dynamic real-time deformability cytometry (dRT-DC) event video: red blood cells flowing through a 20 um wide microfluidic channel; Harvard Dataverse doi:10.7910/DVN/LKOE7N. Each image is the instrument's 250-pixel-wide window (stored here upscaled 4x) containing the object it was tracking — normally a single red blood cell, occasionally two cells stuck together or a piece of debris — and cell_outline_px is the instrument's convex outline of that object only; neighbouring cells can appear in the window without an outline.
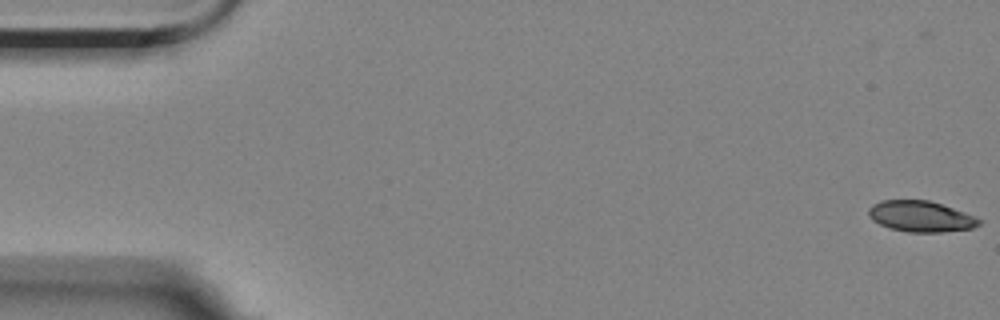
{"species": "Egyptian fruit bat (a non-hibernating species)", "species_latin": "Rousettus aegyptiacus", "temperature_condition": "room temperature", "stored_images_in_passage": 3, "segment_of_instrument_passage": [2, 2], "camera_frame_rate_fps": 3000, "um_per_image_px": 0.085, "animal": {"sex": "female"}, "frame": {"image": 1, "passage_image": 3, "time_ms": 3.0, "image_size_px": [1000, 320], "cell_outline_px": [[984, 220], [980, 224], [972, 228], [940, 232], [908, 232], [888, 228], [872, 220], [868, 216], [868, 208], [872, 204], [880, 200], [928, 200], [976, 216]], "centroid_in_image_um": [78.24, 18.39], "position_along_channel_um": 6.8, "area_um2": 20.0}}